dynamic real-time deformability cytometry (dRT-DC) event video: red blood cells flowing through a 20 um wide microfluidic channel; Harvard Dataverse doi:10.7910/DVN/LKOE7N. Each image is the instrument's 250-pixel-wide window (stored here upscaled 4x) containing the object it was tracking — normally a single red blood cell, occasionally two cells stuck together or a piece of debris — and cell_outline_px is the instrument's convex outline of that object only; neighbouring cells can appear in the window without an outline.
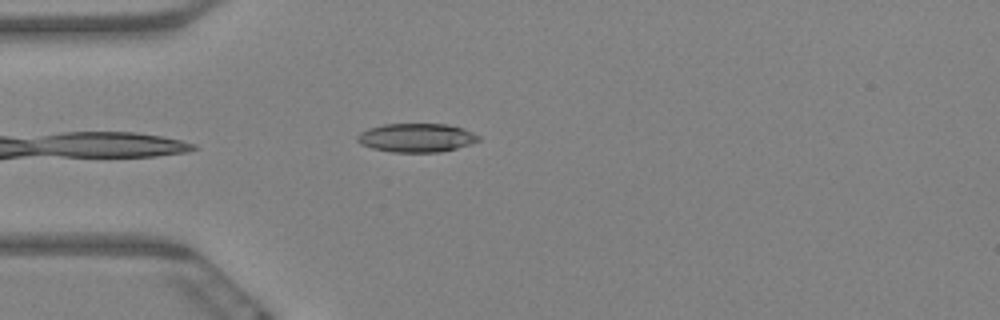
{"species": "Egyptian fruit bat (a non-hibernating species)", "species_latin": "Rousettus aegyptiacus", "temperature_condition": "warm", "stored_images_in_passage": 6, "camera_frame_rate_fps": 3000, "um_per_image_px": 0.085, "animal": {"sex": "female"}, "frame": {"image": 1, "passage_image": 6, "time_ms": 1.667, "image_size_px": [1000, 320], "cell_outline_px": [[480, 140], [456, 148], [440, 152], [392, 152], [372, 148], [360, 144], [356, 140], [356, 136], [360, 132], [368, 128], [384, 124], [448, 124], [464, 128], [480, 136]], "centroid_in_image_um": [35.37, 11.7], "position_along_channel_um": 49.6, "area_um2": 20.35}}